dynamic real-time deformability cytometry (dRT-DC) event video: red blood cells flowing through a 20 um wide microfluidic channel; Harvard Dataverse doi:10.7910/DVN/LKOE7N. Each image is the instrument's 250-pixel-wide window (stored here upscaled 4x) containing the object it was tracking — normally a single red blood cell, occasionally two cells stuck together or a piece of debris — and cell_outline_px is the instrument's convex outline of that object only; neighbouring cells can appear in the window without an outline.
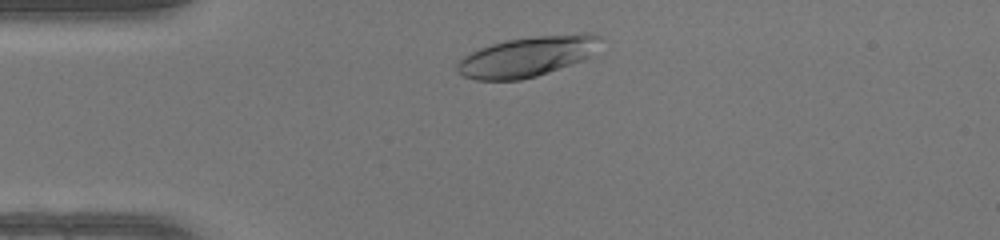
{"species": "human", "species_latin": "Homo sapiens", "temperature_condition": "warm", "stored_images_in_passage": 32, "camera_frame_rate_fps": 3000, "um_per_image_px": 0.085, "donor": {"sex": "female"}, "frame": {"image": 1, "passage_image": 4, "time_ms": 1.0, "image_size_px": [1000, 240], "cell_outline_px": [[600, 36], [588, 56], [580, 60], [548, 72], [536, 76], [520, 80], [476, 80], [464, 76], [456, 72], [456, 64], [464, 56], [480, 48], [492, 44], [508, 40], [536, 36], [580, 32], [588, 32]], "centroid_in_image_um": [44.73, 4.81], "position_along_channel_um": 40.3, "area_um2": 32.89}}
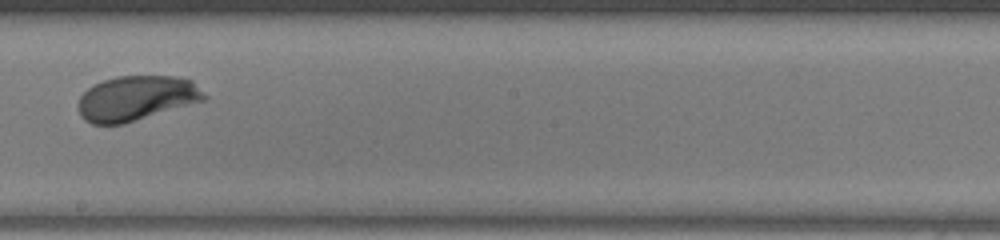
{"frame": {"image": 2, "passage_image": 20, "time_ms": 6.333, "image_size_px": [1000, 240], "cell_outline_px": [[208, 100], [124, 124], [92, 124], [84, 120], [80, 116], [80, 96], [88, 88], [104, 80], [116, 76], [176, 76], [192, 80], [208, 96]], "centroid_in_image_um": [11.66, 8.35], "position_along_channel_um": 236.5, "area_um2": 33.18}}
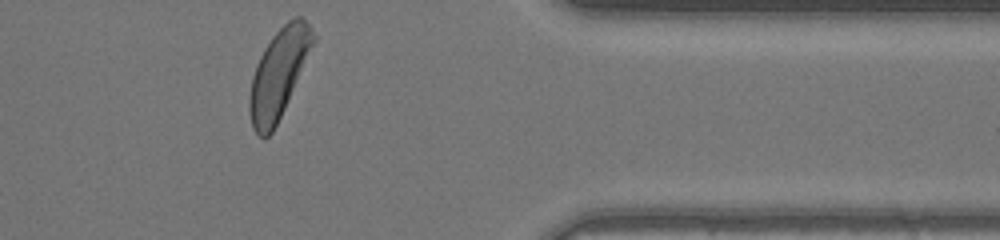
{"frame": {"image": 3, "passage_image": 32, "time_ms": 10.333, "image_size_px": [1000, 240], "cell_outline_px": [[316, 40], [284, 108], [272, 132], [268, 136], [260, 136], [252, 128], [248, 108], [248, 100], [252, 76], [256, 64], [264, 48], [272, 36], [288, 20], [296, 16], [304, 16], [312, 28], [316, 36]], "centroid_in_image_um": [23.69, 6.21], "position_along_channel_um": 387.7, "area_um2": 32.66}, "authors_computed_cell_mechanics": {"area_um2": 32.946, "velocity_mm_per_s": 4.2423, "shape_relaxation_time_tau1_ms": 1.9579, "shape_relaxation_time_tau2_ms": null, "deformation_change_tau1": 0.1353, "deformation_change_tau2": null}}